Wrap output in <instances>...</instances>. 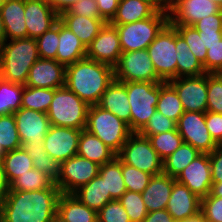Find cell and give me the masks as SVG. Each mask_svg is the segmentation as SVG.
I'll use <instances>...</instances> for the list:
<instances>
[{
    "label": "cell",
    "instance_id": "6da1fadb",
    "mask_svg": "<svg viewBox=\"0 0 222 222\" xmlns=\"http://www.w3.org/2000/svg\"><path fill=\"white\" fill-rule=\"evenodd\" d=\"M59 188L34 191H9L0 204L4 222H51L57 214Z\"/></svg>",
    "mask_w": 222,
    "mask_h": 222
},
{
    "label": "cell",
    "instance_id": "7a4b0ae2",
    "mask_svg": "<svg viewBox=\"0 0 222 222\" xmlns=\"http://www.w3.org/2000/svg\"><path fill=\"white\" fill-rule=\"evenodd\" d=\"M113 80L112 66L87 57L66 66L65 86L89 106L99 103L103 92Z\"/></svg>",
    "mask_w": 222,
    "mask_h": 222
},
{
    "label": "cell",
    "instance_id": "3957f363",
    "mask_svg": "<svg viewBox=\"0 0 222 222\" xmlns=\"http://www.w3.org/2000/svg\"><path fill=\"white\" fill-rule=\"evenodd\" d=\"M39 58L36 39L6 40L0 47V79L25 85L30 68Z\"/></svg>",
    "mask_w": 222,
    "mask_h": 222
},
{
    "label": "cell",
    "instance_id": "277c9868",
    "mask_svg": "<svg viewBox=\"0 0 222 222\" xmlns=\"http://www.w3.org/2000/svg\"><path fill=\"white\" fill-rule=\"evenodd\" d=\"M168 22V10L163 6L147 19L112 25L117 28L122 52H131L147 49Z\"/></svg>",
    "mask_w": 222,
    "mask_h": 222
},
{
    "label": "cell",
    "instance_id": "5b68a950",
    "mask_svg": "<svg viewBox=\"0 0 222 222\" xmlns=\"http://www.w3.org/2000/svg\"><path fill=\"white\" fill-rule=\"evenodd\" d=\"M85 129L101 139L116 155L132 134L127 123L98 105L89 106Z\"/></svg>",
    "mask_w": 222,
    "mask_h": 222
},
{
    "label": "cell",
    "instance_id": "8992f818",
    "mask_svg": "<svg viewBox=\"0 0 222 222\" xmlns=\"http://www.w3.org/2000/svg\"><path fill=\"white\" fill-rule=\"evenodd\" d=\"M89 105L66 86L57 88L47 112L52 126L83 130L86 128Z\"/></svg>",
    "mask_w": 222,
    "mask_h": 222
},
{
    "label": "cell",
    "instance_id": "52a82bcc",
    "mask_svg": "<svg viewBox=\"0 0 222 222\" xmlns=\"http://www.w3.org/2000/svg\"><path fill=\"white\" fill-rule=\"evenodd\" d=\"M131 111V132L139 133L156 111L159 82H124Z\"/></svg>",
    "mask_w": 222,
    "mask_h": 222
},
{
    "label": "cell",
    "instance_id": "ba28073f",
    "mask_svg": "<svg viewBox=\"0 0 222 222\" xmlns=\"http://www.w3.org/2000/svg\"><path fill=\"white\" fill-rule=\"evenodd\" d=\"M146 50L152 60L157 76L163 82L177 78L174 26L168 22Z\"/></svg>",
    "mask_w": 222,
    "mask_h": 222
},
{
    "label": "cell",
    "instance_id": "9c48e42d",
    "mask_svg": "<svg viewBox=\"0 0 222 222\" xmlns=\"http://www.w3.org/2000/svg\"><path fill=\"white\" fill-rule=\"evenodd\" d=\"M123 163L152 176L163 173V160L147 137L132 133L116 155Z\"/></svg>",
    "mask_w": 222,
    "mask_h": 222
},
{
    "label": "cell",
    "instance_id": "30bf717a",
    "mask_svg": "<svg viewBox=\"0 0 222 222\" xmlns=\"http://www.w3.org/2000/svg\"><path fill=\"white\" fill-rule=\"evenodd\" d=\"M113 71L114 79L120 82H163L146 49L123 52Z\"/></svg>",
    "mask_w": 222,
    "mask_h": 222
},
{
    "label": "cell",
    "instance_id": "8fae6325",
    "mask_svg": "<svg viewBox=\"0 0 222 222\" xmlns=\"http://www.w3.org/2000/svg\"><path fill=\"white\" fill-rule=\"evenodd\" d=\"M100 165L75 155L60 164L55 185L63 194H72L99 174Z\"/></svg>",
    "mask_w": 222,
    "mask_h": 222
},
{
    "label": "cell",
    "instance_id": "7c38bea8",
    "mask_svg": "<svg viewBox=\"0 0 222 222\" xmlns=\"http://www.w3.org/2000/svg\"><path fill=\"white\" fill-rule=\"evenodd\" d=\"M183 142L192 145L200 153H211L218 144L211 137L205 123V113L185 111L176 123Z\"/></svg>",
    "mask_w": 222,
    "mask_h": 222
},
{
    "label": "cell",
    "instance_id": "4fadbf2b",
    "mask_svg": "<svg viewBox=\"0 0 222 222\" xmlns=\"http://www.w3.org/2000/svg\"><path fill=\"white\" fill-rule=\"evenodd\" d=\"M168 83L176 90L185 111L207 112V73L174 78Z\"/></svg>",
    "mask_w": 222,
    "mask_h": 222
},
{
    "label": "cell",
    "instance_id": "5bb4252c",
    "mask_svg": "<svg viewBox=\"0 0 222 222\" xmlns=\"http://www.w3.org/2000/svg\"><path fill=\"white\" fill-rule=\"evenodd\" d=\"M166 8L171 25L187 26L222 11L220 6L211 0H173Z\"/></svg>",
    "mask_w": 222,
    "mask_h": 222
},
{
    "label": "cell",
    "instance_id": "9a60e30c",
    "mask_svg": "<svg viewBox=\"0 0 222 222\" xmlns=\"http://www.w3.org/2000/svg\"><path fill=\"white\" fill-rule=\"evenodd\" d=\"M13 115L22 145L43 144L51 126L47 113L21 107Z\"/></svg>",
    "mask_w": 222,
    "mask_h": 222
},
{
    "label": "cell",
    "instance_id": "2e32d148",
    "mask_svg": "<svg viewBox=\"0 0 222 222\" xmlns=\"http://www.w3.org/2000/svg\"><path fill=\"white\" fill-rule=\"evenodd\" d=\"M81 130L63 126H50L43 148L60 164L77 155Z\"/></svg>",
    "mask_w": 222,
    "mask_h": 222
},
{
    "label": "cell",
    "instance_id": "e0dca14e",
    "mask_svg": "<svg viewBox=\"0 0 222 222\" xmlns=\"http://www.w3.org/2000/svg\"><path fill=\"white\" fill-rule=\"evenodd\" d=\"M122 53L117 28L108 22L87 47L86 57L114 67Z\"/></svg>",
    "mask_w": 222,
    "mask_h": 222
},
{
    "label": "cell",
    "instance_id": "ac0fdd59",
    "mask_svg": "<svg viewBox=\"0 0 222 222\" xmlns=\"http://www.w3.org/2000/svg\"><path fill=\"white\" fill-rule=\"evenodd\" d=\"M200 199L208 196L212 188L211 163L208 153L198 155L176 178Z\"/></svg>",
    "mask_w": 222,
    "mask_h": 222
},
{
    "label": "cell",
    "instance_id": "d6986e66",
    "mask_svg": "<svg viewBox=\"0 0 222 222\" xmlns=\"http://www.w3.org/2000/svg\"><path fill=\"white\" fill-rule=\"evenodd\" d=\"M27 38L41 36L59 21V14L47 0H25Z\"/></svg>",
    "mask_w": 222,
    "mask_h": 222
},
{
    "label": "cell",
    "instance_id": "ffe728a7",
    "mask_svg": "<svg viewBox=\"0 0 222 222\" xmlns=\"http://www.w3.org/2000/svg\"><path fill=\"white\" fill-rule=\"evenodd\" d=\"M66 67L53 59L39 58L30 68L25 86L57 89L65 86Z\"/></svg>",
    "mask_w": 222,
    "mask_h": 222
},
{
    "label": "cell",
    "instance_id": "44dd1931",
    "mask_svg": "<svg viewBox=\"0 0 222 222\" xmlns=\"http://www.w3.org/2000/svg\"><path fill=\"white\" fill-rule=\"evenodd\" d=\"M201 199L192 193L185 185L173 184L172 193L166 210L176 222L184 221L200 212Z\"/></svg>",
    "mask_w": 222,
    "mask_h": 222
},
{
    "label": "cell",
    "instance_id": "7402d4cb",
    "mask_svg": "<svg viewBox=\"0 0 222 222\" xmlns=\"http://www.w3.org/2000/svg\"><path fill=\"white\" fill-rule=\"evenodd\" d=\"M97 105L123 120L131 130V107L124 82L114 79L103 92Z\"/></svg>",
    "mask_w": 222,
    "mask_h": 222
},
{
    "label": "cell",
    "instance_id": "603a6c76",
    "mask_svg": "<svg viewBox=\"0 0 222 222\" xmlns=\"http://www.w3.org/2000/svg\"><path fill=\"white\" fill-rule=\"evenodd\" d=\"M175 182L176 178L164 173L151 177L148 186L141 193L148 213L166 209Z\"/></svg>",
    "mask_w": 222,
    "mask_h": 222
},
{
    "label": "cell",
    "instance_id": "cb8c5ba5",
    "mask_svg": "<svg viewBox=\"0 0 222 222\" xmlns=\"http://www.w3.org/2000/svg\"><path fill=\"white\" fill-rule=\"evenodd\" d=\"M7 40L27 38L25 0H5L0 7Z\"/></svg>",
    "mask_w": 222,
    "mask_h": 222
},
{
    "label": "cell",
    "instance_id": "d4e9b609",
    "mask_svg": "<svg viewBox=\"0 0 222 222\" xmlns=\"http://www.w3.org/2000/svg\"><path fill=\"white\" fill-rule=\"evenodd\" d=\"M160 6L154 0H119L110 24H127L151 17Z\"/></svg>",
    "mask_w": 222,
    "mask_h": 222
},
{
    "label": "cell",
    "instance_id": "484cf974",
    "mask_svg": "<svg viewBox=\"0 0 222 222\" xmlns=\"http://www.w3.org/2000/svg\"><path fill=\"white\" fill-rule=\"evenodd\" d=\"M87 48L79 38L59 20V44L56 60L65 67L86 57Z\"/></svg>",
    "mask_w": 222,
    "mask_h": 222
},
{
    "label": "cell",
    "instance_id": "4316f807",
    "mask_svg": "<svg viewBox=\"0 0 222 222\" xmlns=\"http://www.w3.org/2000/svg\"><path fill=\"white\" fill-rule=\"evenodd\" d=\"M59 20L79 38L86 48L106 23L102 18L80 15H59Z\"/></svg>",
    "mask_w": 222,
    "mask_h": 222
},
{
    "label": "cell",
    "instance_id": "83f0119b",
    "mask_svg": "<svg viewBox=\"0 0 222 222\" xmlns=\"http://www.w3.org/2000/svg\"><path fill=\"white\" fill-rule=\"evenodd\" d=\"M77 155L91 160L100 166L116 157V154L101 139L86 129L81 130Z\"/></svg>",
    "mask_w": 222,
    "mask_h": 222
},
{
    "label": "cell",
    "instance_id": "f1b7e54d",
    "mask_svg": "<svg viewBox=\"0 0 222 222\" xmlns=\"http://www.w3.org/2000/svg\"><path fill=\"white\" fill-rule=\"evenodd\" d=\"M72 194L81 203L96 212L103 208L109 201L113 200L110 194H107L106 182L99 174Z\"/></svg>",
    "mask_w": 222,
    "mask_h": 222
},
{
    "label": "cell",
    "instance_id": "f546056e",
    "mask_svg": "<svg viewBox=\"0 0 222 222\" xmlns=\"http://www.w3.org/2000/svg\"><path fill=\"white\" fill-rule=\"evenodd\" d=\"M57 214L66 222H96L97 212L81 203L73 194H61Z\"/></svg>",
    "mask_w": 222,
    "mask_h": 222
},
{
    "label": "cell",
    "instance_id": "4dcf8cb0",
    "mask_svg": "<svg viewBox=\"0 0 222 222\" xmlns=\"http://www.w3.org/2000/svg\"><path fill=\"white\" fill-rule=\"evenodd\" d=\"M175 48L177 58V78L201 76L205 70L200 61L190 50L185 40L177 33L175 28Z\"/></svg>",
    "mask_w": 222,
    "mask_h": 222
},
{
    "label": "cell",
    "instance_id": "1f68e13d",
    "mask_svg": "<svg viewBox=\"0 0 222 222\" xmlns=\"http://www.w3.org/2000/svg\"><path fill=\"white\" fill-rule=\"evenodd\" d=\"M32 161L33 159L23 147L7 152L3 156L2 165L8 184L33 169Z\"/></svg>",
    "mask_w": 222,
    "mask_h": 222
},
{
    "label": "cell",
    "instance_id": "d6a6232c",
    "mask_svg": "<svg viewBox=\"0 0 222 222\" xmlns=\"http://www.w3.org/2000/svg\"><path fill=\"white\" fill-rule=\"evenodd\" d=\"M201 153L192 145L183 142L170 156L163 160V173L177 178Z\"/></svg>",
    "mask_w": 222,
    "mask_h": 222
},
{
    "label": "cell",
    "instance_id": "836d02e7",
    "mask_svg": "<svg viewBox=\"0 0 222 222\" xmlns=\"http://www.w3.org/2000/svg\"><path fill=\"white\" fill-rule=\"evenodd\" d=\"M99 175L106 182L107 194H110L113 200H119L127 191L121 170V160L117 156L100 166Z\"/></svg>",
    "mask_w": 222,
    "mask_h": 222
},
{
    "label": "cell",
    "instance_id": "e575fe53",
    "mask_svg": "<svg viewBox=\"0 0 222 222\" xmlns=\"http://www.w3.org/2000/svg\"><path fill=\"white\" fill-rule=\"evenodd\" d=\"M156 110L176 123L185 112L176 90L168 82H159Z\"/></svg>",
    "mask_w": 222,
    "mask_h": 222
},
{
    "label": "cell",
    "instance_id": "d590c367",
    "mask_svg": "<svg viewBox=\"0 0 222 222\" xmlns=\"http://www.w3.org/2000/svg\"><path fill=\"white\" fill-rule=\"evenodd\" d=\"M22 147L33 159L34 169L47 175L55 183L60 172V163L48 154L43 144L22 145Z\"/></svg>",
    "mask_w": 222,
    "mask_h": 222
},
{
    "label": "cell",
    "instance_id": "8d00e7d4",
    "mask_svg": "<svg viewBox=\"0 0 222 222\" xmlns=\"http://www.w3.org/2000/svg\"><path fill=\"white\" fill-rule=\"evenodd\" d=\"M56 89L24 86L21 107L47 113Z\"/></svg>",
    "mask_w": 222,
    "mask_h": 222
},
{
    "label": "cell",
    "instance_id": "74e56055",
    "mask_svg": "<svg viewBox=\"0 0 222 222\" xmlns=\"http://www.w3.org/2000/svg\"><path fill=\"white\" fill-rule=\"evenodd\" d=\"M24 86L0 79V116L13 114L21 108Z\"/></svg>",
    "mask_w": 222,
    "mask_h": 222
},
{
    "label": "cell",
    "instance_id": "f35d334b",
    "mask_svg": "<svg viewBox=\"0 0 222 222\" xmlns=\"http://www.w3.org/2000/svg\"><path fill=\"white\" fill-rule=\"evenodd\" d=\"M54 182L37 169H31L10 184L9 191H34L49 188Z\"/></svg>",
    "mask_w": 222,
    "mask_h": 222
},
{
    "label": "cell",
    "instance_id": "ab89813d",
    "mask_svg": "<svg viewBox=\"0 0 222 222\" xmlns=\"http://www.w3.org/2000/svg\"><path fill=\"white\" fill-rule=\"evenodd\" d=\"M152 148L157 152L162 160L170 156L183 143L179 132L172 130L148 137Z\"/></svg>",
    "mask_w": 222,
    "mask_h": 222
},
{
    "label": "cell",
    "instance_id": "60d3db41",
    "mask_svg": "<svg viewBox=\"0 0 222 222\" xmlns=\"http://www.w3.org/2000/svg\"><path fill=\"white\" fill-rule=\"evenodd\" d=\"M0 145L6 152L22 147L13 114L0 116Z\"/></svg>",
    "mask_w": 222,
    "mask_h": 222
},
{
    "label": "cell",
    "instance_id": "b9f144b4",
    "mask_svg": "<svg viewBox=\"0 0 222 222\" xmlns=\"http://www.w3.org/2000/svg\"><path fill=\"white\" fill-rule=\"evenodd\" d=\"M176 28L177 33L188 44L192 53L197 57L200 63L203 65L206 61L207 49L203 46L202 37L199 35L193 26L187 25H172Z\"/></svg>",
    "mask_w": 222,
    "mask_h": 222
},
{
    "label": "cell",
    "instance_id": "7bdbcfd3",
    "mask_svg": "<svg viewBox=\"0 0 222 222\" xmlns=\"http://www.w3.org/2000/svg\"><path fill=\"white\" fill-rule=\"evenodd\" d=\"M131 222H142L148 214L142 194L126 191L119 199Z\"/></svg>",
    "mask_w": 222,
    "mask_h": 222
},
{
    "label": "cell",
    "instance_id": "ee69618b",
    "mask_svg": "<svg viewBox=\"0 0 222 222\" xmlns=\"http://www.w3.org/2000/svg\"><path fill=\"white\" fill-rule=\"evenodd\" d=\"M207 111L222 114V73H207Z\"/></svg>",
    "mask_w": 222,
    "mask_h": 222
},
{
    "label": "cell",
    "instance_id": "f6af8a7d",
    "mask_svg": "<svg viewBox=\"0 0 222 222\" xmlns=\"http://www.w3.org/2000/svg\"><path fill=\"white\" fill-rule=\"evenodd\" d=\"M121 170L126 189L136 193H142L148 186V183L152 177V175L149 173L140 171L135 167L123 163L122 161Z\"/></svg>",
    "mask_w": 222,
    "mask_h": 222
},
{
    "label": "cell",
    "instance_id": "bcb514c9",
    "mask_svg": "<svg viewBox=\"0 0 222 222\" xmlns=\"http://www.w3.org/2000/svg\"><path fill=\"white\" fill-rule=\"evenodd\" d=\"M40 58L56 60L59 44V21L36 38Z\"/></svg>",
    "mask_w": 222,
    "mask_h": 222
},
{
    "label": "cell",
    "instance_id": "7dc6e473",
    "mask_svg": "<svg viewBox=\"0 0 222 222\" xmlns=\"http://www.w3.org/2000/svg\"><path fill=\"white\" fill-rule=\"evenodd\" d=\"M172 130H176V122L156 110L139 134L148 138Z\"/></svg>",
    "mask_w": 222,
    "mask_h": 222
},
{
    "label": "cell",
    "instance_id": "c3c4849f",
    "mask_svg": "<svg viewBox=\"0 0 222 222\" xmlns=\"http://www.w3.org/2000/svg\"><path fill=\"white\" fill-rule=\"evenodd\" d=\"M97 219L100 222H131L119 200L109 201L97 212Z\"/></svg>",
    "mask_w": 222,
    "mask_h": 222
},
{
    "label": "cell",
    "instance_id": "681fc988",
    "mask_svg": "<svg viewBox=\"0 0 222 222\" xmlns=\"http://www.w3.org/2000/svg\"><path fill=\"white\" fill-rule=\"evenodd\" d=\"M200 212L208 222H222V198L211 193L201 198Z\"/></svg>",
    "mask_w": 222,
    "mask_h": 222
},
{
    "label": "cell",
    "instance_id": "f907efd6",
    "mask_svg": "<svg viewBox=\"0 0 222 222\" xmlns=\"http://www.w3.org/2000/svg\"><path fill=\"white\" fill-rule=\"evenodd\" d=\"M203 67L206 73H222V39L208 47Z\"/></svg>",
    "mask_w": 222,
    "mask_h": 222
},
{
    "label": "cell",
    "instance_id": "816d5d0a",
    "mask_svg": "<svg viewBox=\"0 0 222 222\" xmlns=\"http://www.w3.org/2000/svg\"><path fill=\"white\" fill-rule=\"evenodd\" d=\"M60 15H80L90 18H101L95 0H77L67 11Z\"/></svg>",
    "mask_w": 222,
    "mask_h": 222
},
{
    "label": "cell",
    "instance_id": "f5cc1de1",
    "mask_svg": "<svg viewBox=\"0 0 222 222\" xmlns=\"http://www.w3.org/2000/svg\"><path fill=\"white\" fill-rule=\"evenodd\" d=\"M205 123L211 137L218 145H222V114L205 113Z\"/></svg>",
    "mask_w": 222,
    "mask_h": 222
},
{
    "label": "cell",
    "instance_id": "db71d44e",
    "mask_svg": "<svg viewBox=\"0 0 222 222\" xmlns=\"http://www.w3.org/2000/svg\"><path fill=\"white\" fill-rule=\"evenodd\" d=\"M197 31H222V11L198 20L192 25Z\"/></svg>",
    "mask_w": 222,
    "mask_h": 222
},
{
    "label": "cell",
    "instance_id": "11a10c76",
    "mask_svg": "<svg viewBox=\"0 0 222 222\" xmlns=\"http://www.w3.org/2000/svg\"><path fill=\"white\" fill-rule=\"evenodd\" d=\"M211 163L212 183L222 182V145H218L209 153Z\"/></svg>",
    "mask_w": 222,
    "mask_h": 222
},
{
    "label": "cell",
    "instance_id": "9f6ffc18",
    "mask_svg": "<svg viewBox=\"0 0 222 222\" xmlns=\"http://www.w3.org/2000/svg\"><path fill=\"white\" fill-rule=\"evenodd\" d=\"M98 6L100 17L106 22H110L116 14L119 0H95Z\"/></svg>",
    "mask_w": 222,
    "mask_h": 222
},
{
    "label": "cell",
    "instance_id": "6f0895ef",
    "mask_svg": "<svg viewBox=\"0 0 222 222\" xmlns=\"http://www.w3.org/2000/svg\"><path fill=\"white\" fill-rule=\"evenodd\" d=\"M142 222H176L166 210L152 211L147 214Z\"/></svg>",
    "mask_w": 222,
    "mask_h": 222
},
{
    "label": "cell",
    "instance_id": "680465c9",
    "mask_svg": "<svg viewBox=\"0 0 222 222\" xmlns=\"http://www.w3.org/2000/svg\"><path fill=\"white\" fill-rule=\"evenodd\" d=\"M199 35L206 49L222 39V31H199Z\"/></svg>",
    "mask_w": 222,
    "mask_h": 222
},
{
    "label": "cell",
    "instance_id": "91938a15",
    "mask_svg": "<svg viewBox=\"0 0 222 222\" xmlns=\"http://www.w3.org/2000/svg\"><path fill=\"white\" fill-rule=\"evenodd\" d=\"M52 8L60 15L62 12L67 11L70 6L77 2V0H47Z\"/></svg>",
    "mask_w": 222,
    "mask_h": 222
},
{
    "label": "cell",
    "instance_id": "94428289",
    "mask_svg": "<svg viewBox=\"0 0 222 222\" xmlns=\"http://www.w3.org/2000/svg\"><path fill=\"white\" fill-rule=\"evenodd\" d=\"M10 185L8 184L5 172L3 170L2 161H0V204L4 201L9 193Z\"/></svg>",
    "mask_w": 222,
    "mask_h": 222
},
{
    "label": "cell",
    "instance_id": "6125c7cd",
    "mask_svg": "<svg viewBox=\"0 0 222 222\" xmlns=\"http://www.w3.org/2000/svg\"><path fill=\"white\" fill-rule=\"evenodd\" d=\"M211 194L222 198V182L212 183Z\"/></svg>",
    "mask_w": 222,
    "mask_h": 222
},
{
    "label": "cell",
    "instance_id": "be15d7a7",
    "mask_svg": "<svg viewBox=\"0 0 222 222\" xmlns=\"http://www.w3.org/2000/svg\"><path fill=\"white\" fill-rule=\"evenodd\" d=\"M6 40L7 38H6V33H5V28H4V22H3L1 12H0V47Z\"/></svg>",
    "mask_w": 222,
    "mask_h": 222
},
{
    "label": "cell",
    "instance_id": "e7e4bbea",
    "mask_svg": "<svg viewBox=\"0 0 222 222\" xmlns=\"http://www.w3.org/2000/svg\"><path fill=\"white\" fill-rule=\"evenodd\" d=\"M181 222H208L205 217L203 216V214L201 212H199L197 215L190 217L184 221Z\"/></svg>",
    "mask_w": 222,
    "mask_h": 222
},
{
    "label": "cell",
    "instance_id": "03108f58",
    "mask_svg": "<svg viewBox=\"0 0 222 222\" xmlns=\"http://www.w3.org/2000/svg\"><path fill=\"white\" fill-rule=\"evenodd\" d=\"M51 222H66L63 220L58 214H56L52 219Z\"/></svg>",
    "mask_w": 222,
    "mask_h": 222
},
{
    "label": "cell",
    "instance_id": "003e7915",
    "mask_svg": "<svg viewBox=\"0 0 222 222\" xmlns=\"http://www.w3.org/2000/svg\"><path fill=\"white\" fill-rule=\"evenodd\" d=\"M7 152L4 150L3 146L0 145V161H2L3 156L6 154Z\"/></svg>",
    "mask_w": 222,
    "mask_h": 222
},
{
    "label": "cell",
    "instance_id": "a7ac6f4b",
    "mask_svg": "<svg viewBox=\"0 0 222 222\" xmlns=\"http://www.w3.org/2000/svg\"><path fill=\"white\" fill-rule=\"evenodd\" d=\"M160 7L165 6V0H154Z\"/></svg>",
    "mask_w": 222,
    "mask_h": 222
},
{
    "label": "cell",
    "instance_id": "89a4df30",
    "mask_svg": "<svg viewBox=\"0 0 222 222\" xmlns=\"http://www.w3.org/2000/svg\"><path fill=\"white\" fill-rule=\"evenodd\" d=\"M211 1L218 4L220 6V8L222 9V0H211Z\"/></svg>",
    "mask_w": 222,
    "mask_h": 222
},
{
    "label": "cell",
    "instance_id": "2644e50d",
    "mask_svg": "<svg viewBox=\"0 0 222 222\" xmlns=\"http://www.w3.org/2000/svg\"><path fill=\"white\" fill-rule=\"evenodd\" d=\"M173 0H165V7H167Z\"/></svg>",
    "mask_w": 222,
    "mask_h": 222
},
{
    "label": "cell",
    "instance_id": "8c879c8a",
    "mask_svg": "<svg viewBox=\"0 0 222 222\" xmlns=\"http://www.w3.org/2000/svg\"><path fill=\"white\" fill-rule=\"evenodd\" d=\"M0 222H4V219H3V215H2V211L0 209Z\"/></svg>",
    "mask_w": 222,
    "mask_h": 222
},
{
    "label": "cell",
    "instance_id": "753ad0ef",
    "mask_svg": "<svg viewBox=\"0 0 222 222\" xmlns=\"http://www.w3.org/2000/svg\"><path fill=\"white\" fill-rule=\"evenodd\" d=\"M5 0H0V7L4 3Z\"/></svg>",
    "mask_w": 222,
    "mask_h": 222
}]
</instances>
